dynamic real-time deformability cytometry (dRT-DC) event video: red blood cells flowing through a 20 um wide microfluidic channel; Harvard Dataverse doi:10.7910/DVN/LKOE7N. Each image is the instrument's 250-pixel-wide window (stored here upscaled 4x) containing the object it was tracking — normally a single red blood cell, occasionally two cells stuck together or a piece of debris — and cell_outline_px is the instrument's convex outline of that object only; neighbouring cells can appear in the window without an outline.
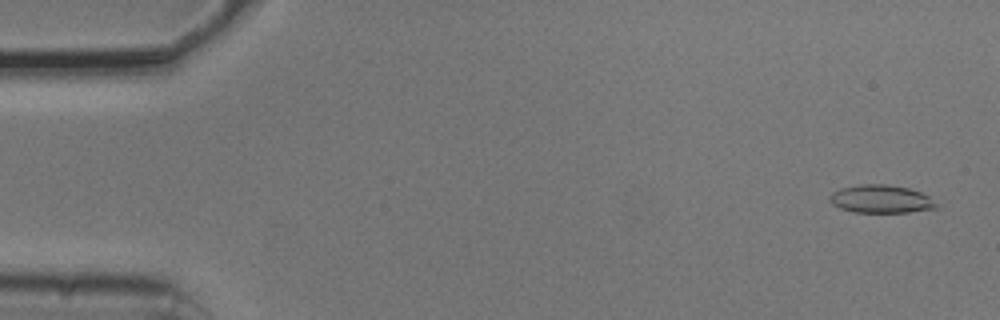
{"species": "common noctule bat (a hibernating species)", "species_latin": "Nyctalus noctula", "temperature_condition": "cold", "stored_images_in_passage": 54, "segment_of_instrument_passage": [1, 2], "camera_frame_rate_fps": 3000, "um_per_image_px": 0.085, "animal": {"sex": "male", "body_mass_g": 20.5, "forearm_length_mm": 52.5}, "frame": {"image": 1, "passage_image": 2, "time_ms": 0.333, "image_size_px": [1000, 320], "cell_outline_px": [[936, 208], [908, 212], [852, 212], [840, 208], [832, 204], [828, 200], [828, 196], [832, 192], [840, 188], [860, 184], [884, 184], [908, 188], [920, 192], [928, 196], [936, 204]], "centroid_in_image_um": [74.81, 16.91], "position_along_channel_um": 10.2, "area_um2": 17.34}}
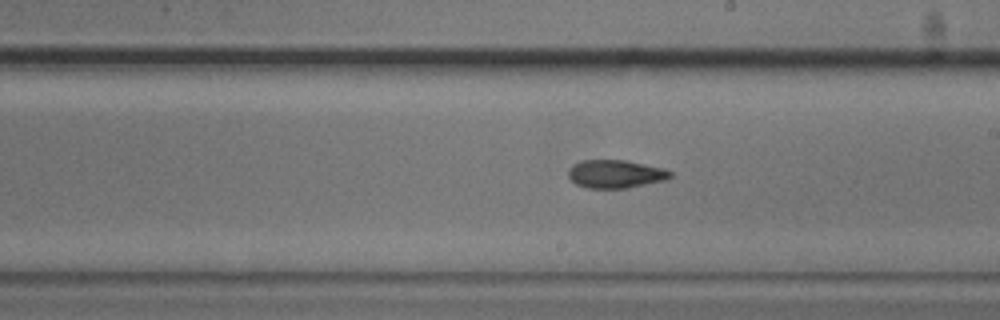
{"frame": {"image": 2, "passage_image": 30, "time_ms": 9.667, "image_size_px": [1000, 320], "cell_outline_px": [[672, 176], [664, 180], [628, 188], [588, 188], [576, 184], [568, 176], [568, 168], [572, 164], [580, 160], [624, 160], [664, 168], [672, 172]], "centroid_in_image_um": [52.29, 14.78], "position_along_channel_um": 236.7, "area_um2": 16.76}}
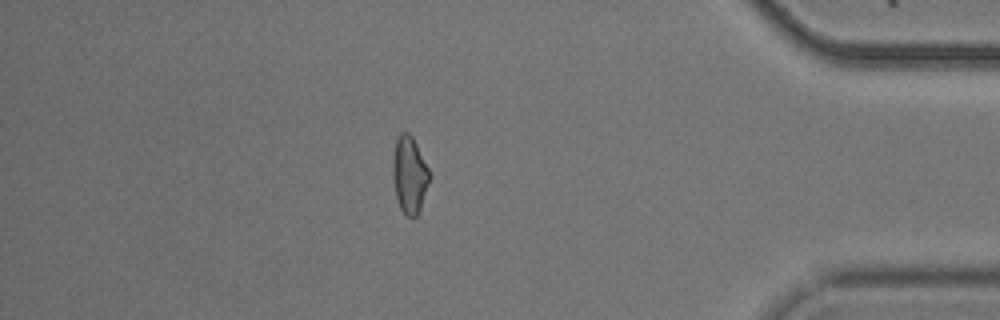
{"frame": {"image": 3, "passage_image": 46, "time_ms": 15.0, "image_size_px": [1000, 320], "cell_outline_px": [[432, 176], [420, 208], [416, 216], [408, 216], [400, 208], [396, 196], [396, 140], [400, 132], [408, 132], [412, 136]], "centroid_in_image_um": [34.89, 14.87], "position_along_channel_um": 400.3, "area_um2": 15.37}}